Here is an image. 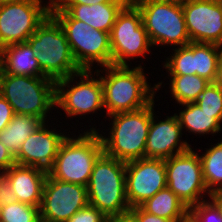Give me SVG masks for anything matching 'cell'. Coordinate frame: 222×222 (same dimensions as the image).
<instances>
[{
    "label": "cell",
    "mask_w": 222,
    "mask_h": 222,
    "mask_svg": "<svg viewBox=\"0 0 222 222\" xmlns=\"http://www.w3.org/2000/svg\"><path fill=\"white\" fill-rule=\"evenodd\" d=\"M155 101L137 111L121 112L108 116L111 119L107 130L99 134L104 153L117 160L128 162L144 158L146 140L149 133ZM113 119V120H112ZM109 128V129H108Z\"/></svg>",
    "instance_id": "2"
},
{
    "label": "cell",
    "mask_w": 222,
    "mask_h": 222,
    "mask_svg": "<svg viewBox=\"0 0 222 222\" xmlns=\"http://www.w3.org/2000/svg\"><path fill=\"white\" fill-rule=\"evenodd\" d=\"M183 110H178L175 115L181 125L182 130L188 131V133L198 134L199 136H205L206 134H213L212 136L220 133L221 122L214 117V114H208L202 111V109L194 103L181 104Z\"/></svg>",
    "instance_id": "23"
},
{
    "label": "cell",
    "mask_w": 222,
    "mask_h": 222,
    "mask_svg": "<svg viewBox=\"0 0 222 222\" xmlns=\"http://www.w3.org/2000/svg\"><path fill=\"white\" fill-rule=\"evenodd\" d=\"M0 222H41L40 208L5 197Z\"/></svg>",
    "instance_id": "27"
},
{
    "label": "cell",
    "mask_w": 222,
    "mask_h": 222,
    "mask_svg": "<svg viewBox=\"0 0 222 222\" xmlns=\"http://www.w3.org/2000/svg\"><path fill=\"white\" fill-rule=\"evenodd\" d=\"M43 123L44 121L36 116L14 114L7 127L0 132V141L15 157L22 143Z\"/></svg>",
    "instance_id": "24"
},
{
    "label": "cell",
    "mask_w": 222,
    "mask_h": 222,
    "mask_svg": "<svg viewBox=\"0 0 222 222\" xmlns=\"http://www.w3.org/2000/svg\"><path fill=\"white\" fill-rule=\"evenodd\" d=\"M50 14L62 26L73 57L82 70H93L98 66L101 69L112 65L109 33L93 29L87 23L71 18L56 3L51 5Z\"/></svg>",
    "instance_id": "7"
},
{
    "label": "cell",
    "mask_w": 222,
    "mask_h": 222,
    "mask_svg": "<svg viewBox=\"0 0 222 222\" xmlns=\"http://www.w3.org/2000/svg\"><path fill=\"white\" fill-rule=\"evenodd\" d=\"M167 187L191 208L210 197L203 180L199 153L193 148L165 160ZM208 193V194H207Z\"/></svg>",
    "instance_id": "12"
},
{
    "label": "cell",
    "mask_w": 222,
    "mask_h": 222,
    "mask_svg": "<svg viewBox=\"0 0 222 222\" xmlns=\"http://www.w3.org/2000/svg\"><path fill=\"white\" fill-rule=\"evenodd\" d=\"M50 125L44 122L22 143L19 153L15 156L16 164L37 167L46 172L52 168L59 148L69 132L66 135L61 130H56V126L49 129L52 127Z\"/></svg>",
    "instance_id": "17"
},
{
    "label": "cell",
    "mask_w": 222,
    "mask_h": 222,
    "mask_svg": "<svg viewBox=\"0 0 222 222\" xmlns=\"http://www.w3.org/2000/svg\"><path fill=\"white\" fill-rule=\"evenodd\" d=\"M170 95L179 106L185 103H194L210 83L208 80L195 75H167Z\"/></svg>",
    "instance_id": "25"
},
{
    "label": "cell",
    "mask_w": 222,
    "mask_h": 222,
    "mask_svg": "<svg viewBox=\"0 0 222 222\" xmlns=\"http://www.w3.org/2000/svg\"><path fill=\"white\" fill-rule=\"evenodd\" d=\"M73 133L62 142L48 174L57 180L87 186L97 159L104 153L99 128ZM99 131V132H98ZM83 132V133H82ZM75 134V135H74Z\"/></svg>",
    "instance_id": "3"
},
{
    "label": "cell",
    "mask_w": 222,
    "mask_h": 222,
    "mask_svg": "<svg viewBox=\"0 0 222 222\" xmlns=\"http://www.w3.org/2000/svg\"><path fill=\"white\" fill-rule=\"evenodd\" d=\"M87 193L89 204L109 219L128 214L125 162L103 153L94 164Z\"/></svg>",
    "instance_id": "5"
},
{
    "label": "cell",
    "mask_w": 222,
    "mask_h": 222,
    "mask_svg": "<svg viewBox=\"0 0 222 222\" xmlns=\"http://www.w3.org/2000/svg\"><path fill=\"white\" fill-rule=\"evenodd\" d=\"M55 102L56 109L60 108L69 119L82 116L84 119L91 113L105 112L100 76L93 70H82L57 80Z\"/></svg>",
    "instance_id": "9"
},
{
    "label": "cell",
    "mask_w": 222,
    "mask_h": 222,
    "mask_svg": "<svg viewBox=\"0 0 222 222\" xmlns=\"http://www.w3.org/2000/svg\"><path fill=\"white\" fill-rule=\"evenodd\" d=\"M107 2H127L126 0H59L56 4H87L93 5L97 3Z\"/></svg>",
    "instance_id": "34"
},
{
    "label": "cell",
    "mask_w": 222,
    "mask_h": 222,
    "mask_svg": "<svg viewBox=\"0 0 222 222\" xmlns=\"http://www.w3.org/2000/svg\"><path fill=\"white\" fill-rule=\"evenodd\" d=\"M128 3H133L136 0H126Z\"/></svg>",
    "instance_id": "42"
},
{
    "label": "cell",
    "mask_w": 222,
    "mask_h": 222,
    "mask_svg": "<svg viewBox=\"0 0 222 222\" xmlns=\"http://www.w3.org/2000/svg\"><path fill=\"white\" fill-rule=\"evenodd\" d=\"M126 196L130 208L138 207L167 186L165 160L140 158L125 162Z\"/></svg>",
    "instance_id": "15"
},
{
    "label": "cell",
    "mask_w": 222,
    "mask_h": 222,
    "mask_svg": "<svg viewBox=\"0 0 222 222\" xmlns=\"http://www.w3.org/2000/svg\"><path fill=\"white\" fill-rule=\"evenodd\" d=\"M199 154L203 180L208 192L222 190V139Z\"/></svg>",
    "instance_id": "26"
},
{
    "label": "cell",
    "mask_w": 222,
    "mask_h": 222,
    "mask_svg": "<svg viewBox=\"0 0 222 222\" xmlns=\"http://www.w3.org/2000/svg\"><path fill=\"white\" fill-rule=\"evenodd\" d=\"M158 117L153 113L144 158L166 160L192 148L186 140L182 139L183 130L175 113L173 116H166L163 120H159Z\"/></svg>",
    "instance_id": "18"
},
{
    "label": "cell",
    "mask_w": 222,
    "mask_h": 222,
    "mask_svg": "<svg viewBox=\"0 0 222 222\" xmlns=\"http://www.w3.org/2000/svg\"><path fill=\"white\" fill-rule=\"evenodd\" d=\"M50 7L44 0L0 3V50L26 42L50 14Z\"/></svg>",
    "instance_id": "11"
},
{
    "label": "cell",
    "mask_w": 222,
    "mask_h": 222,
    "mask_svg": "<svg viewBox=\"0 0 222 222\" xmlns=\"http://www.w3.org/2000/svg\"><path fill=\"white\" fill-rule=\"evenodd\" d=\"M217 83L220 85V87L222 89V58H221V62H220V69H219V76H218Z\"/></svg>",
    "instance_id": "38"
},
{
    "label": "cell",
    "mask_w": 222,
    "mask_h": 222,
    "mask_svg": "<svg viewBox=\"0 0 222 222\" xmlns=\"http://www.w3.org/2000/svg\"><path fill=\"white\" fill-rule=\"evenodd\" d=\"M0 93L14 114L36 116L47 123L51 110L56 111V81L49 77L11 75L0 69Z\"/></svg>",
    "instance_id": "6"
},
{
    "label": "cell",
    "mask_w": 222,
    "mask_h": 222,
    "mask_svg": "<svg viewBox=\"0 0 222 222\" xmlns=\"http://www.w3.org/2000/svg\"><path fill=\"white\" fill-rule=\"evenodd\" d=\"M5 197H6L5 186H4L2 176L0 175V207Z\"/></svg>",
    "instance_id": "37"
},
{
    "label": "cell",
    "mask_w": 222,
    "mask_h": 222,
    "mask_svg": "<svg viewBox=\"0 0 222 222\" xmlns=\"http://www.w3.org/2000/svg\"><path fill=\"white\" fill-rule=\"evenodd\" d=\"M13 115L12 106L0 93V132L7 127Z\"/></svg>",
    "instance_id": "32"
},
{
    "label": "cell",
    "mask_w": 222,
    "mask_h": 222,
    "mask_svg": "<svg viewBox=\"0 0 222 222\" xmlns=\"http://www.w3.org/2000/svg\"><path fill=\"white\" fill-rule=\"evenodd\" d=\"M128 2H107L93 5L57 4L71 18L83 21L93 29L110 33L114 22Z\"/></svg>",
    "instance_id": "20"
},
{
    "label": "cell",
    "mask_w": 222,
    "mask_h": 222,
    "mask_svg": "<svg viewBox=\"0 0 222 222\" xmlns=\"http://www.w3.org/2000/svg\"><path fill=\"white\" fill-rule=\"evenodd\" d=\"M128 214L135 222H173L165 218L150 214L144 211L140 206L131 208Z\"/></svg>",
    "instance_id": "31"
},
{
    "label": "cell",
    "mask_w": 222,
    "mask_h": 222,
    "mask_svg": "<svg viewBox=\"0 0 222 222\" xmlns=\"http://www.w3.org/2000/svg\"><path fill=\"white\" fill-rule=\"evenodd\" d=\"M111 222H135V221L129 214H126L124 216L111 218Z\"/></svg>",
    "instance_id": "36"
},
{
    "label": "cell",
    "mask_w": 222,
    "mask_h": 222,
    "mask_svg": "<svg viewBox=\"0 0 222 222\" xmlns=\"http://www.w3.org/2000/svg\"><path fill=\"white\" fill-rule=\"evenodd\" d=\"M217 2L220 5V7L222 8V0H217Z\"/></svg>",
    "instance_id": "41"
},
{
    "label": "cell",
    "mask_w": 222,
    "mask_h": 222,
    "mask_svg": "<svg viewBox=\"0 0 222 222\" xmlns=\"http://www.w3.org/2000/svg\"><path fill=\"white\" fill-rule=\"evenodd\" d=\"M58 1H59V0H49L48 2H49L50 5H52V4L57 3Z\"/></svg>",
    "instance_id": "40"
},
{
    "label": "cell",
    "mask_w": 222,
    "mask_h": 222,
    "mask_svg": "<svg viewBox=\"0 0 222 222\" xmlns=\"http://www.w3.org/2000/svg\"><path fill=\"white\" fill-rule=\"evenodd\" d=\"M191 42L222 46V8L217 0H182Z\"/></svg>",
    "instance_id": "16"
},
{
    "label": "cell",
    "mask_w": 222,
    "mask_h": 222,
    "mask_svg": "<svg viewBox=\"0 0 222 222\" xmlns=\"http://www.w3.org/2000/svg\"><path fill=\"white\" fill-rule=\"evenodd\" d=\"M163 64L168 75H195L217 82L222 46L212 43L190 42L186 46L175 47Z\"/></svg>",
    "instance_id": "13"
},
{
    "label": "cell",
    "mask_w": 222,
    "mask_h": 222,
    "mask_svg": "<svg viewBox=\"0 0 222 222\" xmlns=\"http://www.w3.org/2000/svg\"><path fill=\"white\" fill-rule=\"evenodd\" d=\"M47 175L40 168L14 164L1 175L6 197L40 207Z\"/></svg>",
    "instance_id": "19"
},
{
    "label": "cell",
    "mask_w": 222,
    "mask_h": 222,
    "mask_svg": "<svg viewBox=\"0 0 222 222\" xmlns=\"http://www.w3.org/2000/svg\"><path fill=\"white\" fill-rule=\"evenodd\" d=\"M209 198L220 210L222 216V190L211 193Z\"/></svg>",
    "instance_id": "35"
},
{
    "label": "cell",
    "mask_w": 222,
    "mask_h": 222,
    "mask_svg": "<svg viewBox=\"0 0 222 222\" xmlns=\"http://www.w3.org/2000/svg\"><path fill=\"white\" fill-rule=\"evenodd\" d=\"M109 37L114 66H130V60L146 57L152 52L141 13L133 3H128L118 14Z\"/></svg>",
    "instance_id": "10"
},
{
    "label": "cell",
    "mask_w": 222,
    "mask_h": 222,
    "mask_svg": "<svg viewBox=\"0 0 222 222\" xmlns=\"http://www.w3.org/2000/svg\"><path fill=\"white\" fill-rule=\"evenodd\" d=\"M26 42L31 46L45 77L57 81L82 71L73 57L62 26L51 14Z\"/></svg>",
    "instance_id": "4"
},
{
    "label": "cell",
    "mask_w": 222,
    "mask_h": 222,
    "mask_svg": "<svg viewBox=\"0 0 222 222\" xmlns=\"http://www.w3.org/2000/svg\"><path fill=\"white\" fill-rule=\"evenodd\" d=\"M140 207L150 214L173 222H188L189 219V208L167 186Z\"/></svg>",
    "instance_id": "22"
},
{
    "label": "cell",
    "mask_w": 222,
    "mask_h": 222,
    "mask_svg": "<svg viewBox=\"0 0 222 222\" xmlns=\"http://www.w3.org/2000/svg\"><path fill=\"white\" fill-rule=\"evenodd\" d=\"M188 222H222L220 210L209 199L189 208Z\"/></svg>",
    "instance_id": "29"
},
{
    "label": "cell",
    "mask_w": 222,
    "mask_h": 222,
    "mask_svg": "<svg viewBox=\"0 0 222 222\" xmlns=\"http://www.w3.org/2000/svg\"><path fill=\"white\" fill-rule=\"evenodd\" d=\"M195 103L222 123V89L217 82L209 83Z\"/></svg>",
    "instance_id": "28"
},
{
    "label": "cell",
    "mask_w": 222,
    "mask_h": 222,
    "mask_svg": "<svg viewBox=\"0 0 222 222\" xmlns=\"http://www.w3.org/2000/svg\"><path fill=\"white\" fill-rule=\"evenodd\" d=\"M133 4L142 16V24L152 46H186L187 33L182 0H136Z\"/></svg>",
    "instance_id": "8"
},
{
    "label": "cell",
    "mask_w": 222,
    "mask_h": 222,
    "mask_svg": "<svg viewBox=\"0 0 222 222\" xmlns=\"http://www.w3.org/2000/svg\"><path fill=\"white\" fill-rule=\"evenodd\" d=\"M108 219L100 210L88 204L65 222H106Z\"/></svg>",
    "instance_id": "30"
},
{
    "label": "cell",
    "mask_w": 222,
    "mask_h": 222,
    "mask_svg": "<svg viewBox=\"0 0 222 222\" xmlns=\"http://www.w3.org/2000/svg\"><path fill=\"white\" fill-rule=\"evenodd\" d=\"M88 204L87 186L57 180L48 174L39 207L41 222H65Z\"/></svg>",
    "instance_id": "14"
},
{
    "label": "cell",
    "mask_w": 222,
    "mask_h": 222,
    "mask_svg": "<svg viewBox=\"0 0 222 222\" xmlns=\"http://www.w3.org/2000/svg\"><path fill=\"white\" fill-rule=\"evenodd\" d=\"M0 69L11 75L45 77L27 42L8 45L0 50Z\"/></svg>",
    "instance_id": "21"
},
{
    "label": "cell",
    "mask_w": 222,
    "mask_h": 222,
    "mask_svg": "<svg viewBox=\"0 0 222 222\" xmlns=\"http://www.w3.org/2000/svg\"><path fill=\"white\" fill-rule=\"evenodd\" d=\"M16 164L14 155L0 141V175Z\"/></svg>",
    "instance_id": "33"
},
{
    "label": "cell",
    "mask_w": 222,
    "mask_h": 222,
    "mask_svg": "<svg viewBox=\"0 0 222 222\" xmlns=\"http://www.w3.org/2000/svg\"><path fill=\"white\" fill-rule=\"evenodd\" d=\"M26 0H0V3H6V2H22Z\"/></svg>",
    "instance_id": "39"
},
{
    "label": "cell",
    "mask_w": 222,
    "mask_h": 222,
    "mask_svg": "<svg viewBox=\"0 0 222 222\" xmlns=\"http://www.w3.org/2000/svg\"><path fill=\"white\" fill-rule=\"evenodd\" d=\"M141 64L136 67L110 65L101 67V70L95 69L103 87L106 117L121 112L137 111L154 101L156 92L164 82H157L151 86L147 74L144 73L146 67Z\"/></svg>",
    "instance_id": "1"
}]
</instances>
